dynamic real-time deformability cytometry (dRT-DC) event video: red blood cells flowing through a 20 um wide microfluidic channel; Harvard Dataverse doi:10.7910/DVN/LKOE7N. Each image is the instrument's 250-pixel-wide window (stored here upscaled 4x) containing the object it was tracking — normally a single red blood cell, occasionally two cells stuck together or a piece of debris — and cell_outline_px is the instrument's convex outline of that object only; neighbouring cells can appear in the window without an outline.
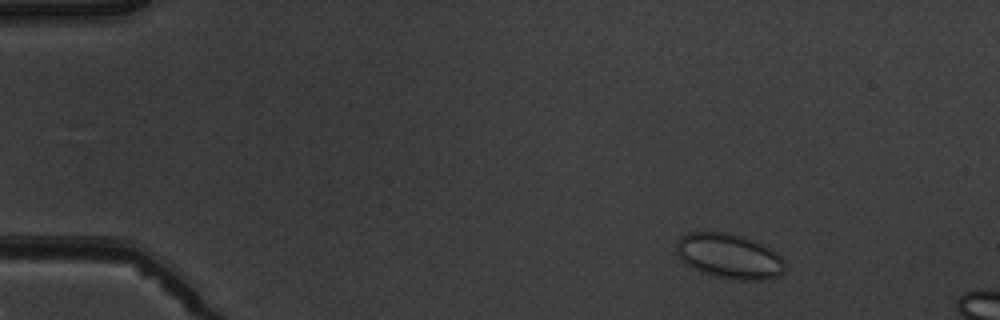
{"species": "common noctule bat (a hibernating species)", "species_latin": "Nyctalus noctula", "temperature_condition": "warm", "stored_images_in_passage": 4, "camera_frame_rate_fps": 3000, "um_per_image_px": 0.085, "animal": {"sex": "male", "body_mass_g": 19.5, "forearm_length_mm": 54.6}, "frame": {"image": 1, "passage_image": 2, "time_ms": 1.333, "image_size_px": [1000, 320], "cell_outline_px": [[784, 272], [780, 276], [764, 280], [740, 280], [716, 276], [692, 268], [676, 252], [676, 240], [680, 236], [688, 232], [728, 232], [744, 236], [764, 244], [772, 248], [784, 260]], "centroid_in_image_um": [62.02, 21.75], "position_along_channel_um": 23.0, "area_um2": 28.61}}